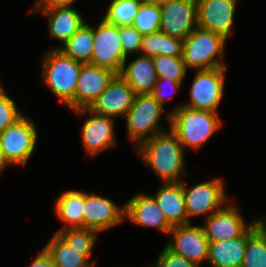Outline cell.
<instances>
[{
	"instance_id": "obj_1",
	"label": "cell",
	"mask_w": 266,
	"mask_h": 267,
	"mask_svg": "<svg viewBox=\"0 0 266 267\" xmlns=\"http://www.w3.org/2000/svg\"><path fill=\"white\" fill-rule=\"evenodd\" d=\"M135 151L162 183L181 182L185 175L184 147L169 128L139 144Z\"/></svg>"
},
{
	"instance_id": "obj_2",
	"label": "cell",
	"mask_w": 266,
	"mask_h": 267,
	"mask_svg": "<svg viewBox=\"0 0 266 267\" xmlns=\"http://www.w3.org/2000/svg\"><path fill=\"white\" fill-rule=\"evenodd\" d=\"M42 61V83L67 109L76 110L77 82L84 63L64 55L59 49H50Z\"/></svg>"
},
{
	"instance_id": "obj_3",
	"label": "cell",
	"mask_w": 266,
	"mask_h": 267,
	"mask_svg": "<svg viewBox=\"0 0 266 267\" xmlns=\"http://www.w3.org/2000/svg\"><path fill=\"white\" fill-rule=\"evenodd\" d=\"M167 119L170 129L176 134L184 150L200 149L222 124L218 113L187 108L183 104L175 106Z\"/></svg>"
},
{
	"instance_id": "obj_4",
	"label": "cell",
	"mask_w": 266,
	"mask_h": 267,
	"mask_svg": "<svg viewBox=\"0 0 266 267\" xmlns=\"http://www.w3.org/2000/svg\"><path fill=\"white\" fill-rule=\"evenodd\" d=\"M226 42L222 35L197 26L183 42L182 58L186 68L226 67L223 62Z\"/></svg>"
},
{
	"instance_id": "obj_5",
	"label": "cell",
	"mask_w": 266,
	"mask_h": 267,
	"mask_svg": "<svg viewBox=\"0 0 266 267\" xmlns=\"http://www.w3.org/2000/svg\"><path fill=\"white\" fill-rule=\"evenodd\" d=\"M164 107L151 94L135 95L133 104L125 116L126 131L130 141L139 144L165 131L160 126Z\"/></svg>"
},
{
	"instance_id": "obj_6",
	"label": "cell",
	"mask_w": 266,
	"mask_h": 267,
	"mask_svg": "<svg viewBox=\"0 0 266 267\" xmlns=\"http://www.w3.org/2000/svg\"><path fill=\"white\" fill-rule=\"evenodd\" d=\"M32 119L23 115L0 132V150L12 165L25 166L37 144V130Z\"/></svg>"
},
{
	"instance_id": "obj_7",
	"label": "cell",
	"mask_w": 266,
	"mask_h": 267,
	"mask_svg": "<svg viewBox=\"0 0 266 267\" xmlns=\"http://www.w3.org/2000/svg\"><path fill=\"white\" fill-rule=\"evenodd\" d=\"M227 67L196 70L184 107L216 112L224 95Z\"/></svg>"
},
{
	"instance_id": "obj_8",
	"label": "cell",
	"mask_w": 266,
	"mask_h": 267,
	"mask_svg": "<svg viewBox=\"0 0 266 267\" xmlns=\"http://www.w3.org/2000/svg\"><path fill=\"white\" fill-rule=\"evenodd\" d=\"M182 189L189 221L192 217L202 215L208 218L211 214L222 209L228 202L224 191V182L221 178H214L188 188L182 181Z\"/></svg>"
},
{
	"instance_id": "obj_9",
	"label": "cell",
	"mask_w": 266,
	"mask_h": 267,
	"mask_svg": "<svg viewBox=\"0 0 266 267\" xmlns=\"http://www.w3.org/2000/svg\"><path fill=\"white\" fill-rule=\"evenodd\" d=\"M93 52L89 64L107 68L117 75L120 74L127 57L121 47L119 27L101 20L99 25H93Z\"/></svg>"
},
{
	"instance_id": "obj_10",
	"label": "cell",
	"mask_w": 266,
	"mask_h": 267,
	"mask_svg": "<svg viewBox=\"0 0 266 267\" xmlns=\"http://www.w3.org/2000/svg\"><path fill=\"white\" fill-rule=\"evenodd\" d=\"M73 112L79 115L90 113L88 115L91 116L84 121L80 134L86 156L93 158L117 145L113 117L96 114L89 108H81Z\"/></svg>"
},
{
	"instance_id": "obj_11",
	"label": "cell",
	"mask_w": 266,
	"mask_h": 267,
	"mask_svg": "<svg viewBox=\"0 0 266 267\" xmlns=\"http://www.w3.org/2000/svg\"><path fill=\"white\" fill-rule=\"evenodd\" d=\"M160 31L185 40L198 26L197 0H171L160 5Z\"/></svg>"
},
{
	"instance_id": "obj_12",
	"label": "cell",
	"mask_w": 266,
	"mask_h": 267,
	"mask_svg": "<svg viewBox=\"0 0 266 267\" xmlns=\"http://www.w3.org/2000/svg\"><path fill=\"white\" fill-rule=\"evenodd\" d=\"M168 236L172 241L166 247L173 253L184 257L200 266L208 259L209 242L202 226H194L191 223L174 226Z\"/></svg>"
},
{
	"instance_id": "obj_13",
	"label": "cell",
	"mask_w": 266,
	"mask_h": 267,
	"mask_svg": "<svg viewBox=\"0 0 266 267\" xmlns=\"http://www.w3.org/2000/svg\"><path fill=\"white\" fill-rule=\"evenodd\" d=\"M125 207L109 198L84 192V228L102 231L118 226L124 219Z\"/></svg>"
},
{
	"instance_id": "obj_14",
	"label": "cell",
	"mask_w": 266,
	"mask_h": 267,
	"mask_svg": "<svg viewBox=\"0 0 266 267\" xmlns=\"http://www.w3.org/2000/svg\"><path fill=\"white\" fill-rule=\"evenodd\" d=\"M238 0H197L198 27L222 35H232Z\"/></svg>"
},
{
	"instance_id": "obj_15",
	"label": "cell",
	"mask_w": 266,
	"mask_h": 267,
	"mask_svg": "<svg viewBox=\"0 0 266 267\" xmlns=\"http://www.w3.org/2000/svg\"><path fill=\"white\" fill-rule=\"evenodd\" d=\"M205 219V225L202 228L208 242L242 236L257 220L245 223L241 213L232 203H227L222 209Z\"/></svg>"
},
{
	"instance_id": "obj_16",
	"label": "cell",
	"mask_w": 266,
	"mask_h": 267,
	"mask_svg": "<svg viewBox=\"0 0 266 267\" xmlns=\"http://www.w3.org/2000/svg\"><path fill=\"white\" fill-rule=\"evenodd\" d=\"M134 97L135 93L128 82L120 75H116L89 109L99 115L125 118L133 104Z\"/></svg>"
},
{
	"instance_id": "obj_17",
	"label": "cell",
	"mask_w": 266,
	"mask_h": 267,
	"mask_svg": "<svg viewBox=\"0 0 266 267\" xmlns=\"http://www.w3.org/2000/svg\"><path fill=\"white\" fill-rule=\"evenodd\" d=\"M124 207V219L140 227H153L167 236L173 228L152 195L136 194L124 204Z\"/></svg>"
},
{
	"instance_id": "obj_18",
	"label": "cell",
	"mask_w": 266,
	"mask_h": 267,
	"mask_svg": "<svg viewBox=\"0 0 266 267\" xmlns=\"http://www.w3.org/2000/svg\"><path fill=\"white\" fill-rule=\"evenodd\" d=\"M117 74L107 68L83 64L76 89V110L89 108Z\"/></svg>"
},
{
	"instance_id": "obj_19",
	"label": "cell",
	"mask_w": 266,
	"mask_h": 267,
	"mask_svg": "<svg viewBox=\"0 0 266 267\" xmlns=\"http://www.w3.org/2000/svg\"><path fill=\"white\" fill-rule=\"evenodd\" d=\"M259 227L256 220L242 236L209 242L207 261L210 267H241L247 240Z\"/></svg>"
},
{
	"instance_id": "obj_20",
	"label": "cell",
	"mask_w": 266,
	"mask_h": 267,
	"mask_svg": "<svg viewBox=\"0 0 266 267\" xmlns=\"http://www.w3.org/2000/svg\"><path fill=\"white\" fill-rule=\"evenodd\" d=\"M156 196H152L159 208L163 212L168 223L174 227L182 224L191 223L188 220V215L185 207V198L181 182H166L162 183Z\"/></svg>"
},
{
	"instance_id": "obj_21",
	"label": "cell",
	"mask_w": 266,
	"mask_h": 267,
	"mask_svg": "<svg viewBox=\"0 0 266 267\" xmlns=\"http://www.w3.org/2000/svg\"><path fill=\"white\" fill-rule=\"evenodd\" d=\"M33 10L41 11L43 15L48 17L50 37L61 41L63 44L85 23L81 13L72 6Z\"/></svg>"
},
{
	"instance_id": "obj_22",
	"label": "cell",
	"mask_w": 266,
	"mask_h": 267,
	"mask_svg": "<svg viewBox=\"0 0 266 267\" xmlns=\"http://www.w3.org/2000/svg\"><path fill=\"white\" fill-rule=\"evenodd\" d=\"M132 87L135 95L151 94L157 80L152 57L140 55L127 66L124 62L119 74Z\"/></svg>"
},
{
	"instance_id": "obj_23",
	"label": "cell",
	"mask_w": 266,
	"mask_h": 267,
	"mask_svg": "<svg viewBox=\"0 0 266 267\" xmlns=\"http://www.w3.org/2000/svg\"><path fill=\"white\" fill-rule=\"evenodd\" d=\"M55 267H95L93 250H76L55 233L44 247ZM91 260V261H90Z\"/></svg>"
},
{
	"instance_id": "obj_24",
	"label": "cell",
	"mask_w": 266,
	"mask_h": 267,
	"mask_svg": "<svg viewBox=\"0 0 266 267\" xmlns=\"http://www.w3.org/2000/svg\"><path fill=\"white\" fill-rule=\"evenodd\" d=\"M84 192L79 190H68L63 192L55 202V213L57 218L65 224L59 230L84 227Z\"/></svg>"
},
{
	"instance_id": "obj_25",
	"label": "cell",
	"mask_w": 266,
	"mask_h": 267,
	"mask_svg": "<svg viewBox=\"0 0 266 267\" xmlns=\"http://www.w3.org/2000/svg\"><path fill=\"white\" fill-rule=\"evenodd\" d=\"M93 43V26L85 22L62 46L53 49H59L64 55L87 64L91 62Z\"/></svg>"
},
{
	"instance_id": "obj_26",
	"label": "cell",
	"mask_w": 266,
	"mask_h": 267,
	"mask_svg": "<svg viewBox=\"0 0 266 267\" xmlns=\"http://www.w3.org/2000/svg\"><path fill=\"white\" fill-rule=\"evenodd\" d=\"M184 40L174 38L158 31L142 37L141 55L154 57L158 55L182 57Z\"/></svg>"
},
{
	"instance_id": "obj_27",
	"label": "cell",
	"mask_w": 266,
	"mask_h": 267,
	"mask_svg": "<svg viewBox=\"0 0 266 267\" xmlns=\"http://www.w3.org/2000/svg\"><path fill=\"white\" fill-rule=\"evenodd\" d=\"M144 0H112L106 9L104 20L117 27L132 26Z\"/></svg>"
},
{
	"instance_id": "obj_28",
	"label": "cell",
	"mask_w": 266,
	"mask_h": 267,
	"mask_svg": "<svg viewBox=\"0 0 266 267\" xmlns=\"http://www.w3.org/2000/svg\"><path fill=\"white\" fill-rule=\"evenodd\" d=\"M241 267H266V232L261 226L247 240Z\"/></svg>"
},
{
	"instance_id": "obj_29",
	"label": "cell",
	"mask_w": 266,
	"mask_h": 267,
	"mask_svg": "<svg viewBox=\"0 0 266 267\" xmlns=\"http://www.w3.org/2000/svg\"><path fill=\"white\" fill-rule=\"evenodd\" d=\"M160 5L143 1L137 12L132 26L142 35L160 31Z\"/></svg>"
},
{
	"instance_id": "obj_30",
	"label": "cell",
	"mask_w": 266,
	"mask_h": 267,
	"mask_svg": "<svg viewBox=\"0 0 266 267\" xmlns=\"http://www.w3.org/2000/svg\"><path fill=\"white\" fill-rule=\"evenodd\" d=\"M157 78L183 82L187 68L182 57L158 55L152 57Z\"/></svg>"
},
{
	"instance_id": "obj_31",
	"label": "cell",
	"mask_w": 266,
	"mask_h": 267,
	"mask_svg": "<svg viewBox=\"0 0 266 267\" xmlns=\"http://www.w3.org/2000/svg\"><path fill=\"white\" fill-rule=\"evenodd\" d=\"M57 234L76 250H93L99 233L96 230L82 227L59 230Z\"/></svg>"
},
{
	"instance_id": "obj_32",
	"label": "cell",
	"mask_w": 266,
	"mask_h": 267,
	"mask_svg": "<svg viewBox=\"0 0 266 267\" xmlns=\"http://www.w3.org/2000/svg\"><path fill=\"white\" fill-rule=\"evenodd\" d=\"M23 114L6 91L0 94V132L20 119Z\"/></svg>"
},
{
	"instance_id": "obj_33",
	"label": "cell",
	"mask_w": 266,
	"mask_h": 267,
	"mask_svg": "<svg viewBox=\"0 0 266 267\" xmlns=\"http://www.w3.org/2000/svg\"><path fill=\"white\" fill-rule=\"evenodd\" d=\"M119 36L121 38V47L126 57L129 56L128 54L140 52L143 35L133 26L119 27Z\"/></svg>"
},
{
	"instance_id": "obj_34",
	"label": "cell",
	"mask_w": 266,
	"mask_h": 267,
	"mask_svg": "<svg viewBox=\"0 0 266 267\" xmlns=\"http://www.w3.org/2000/svg\"><path fill=\"white\" fill-rule=\"evenodd\" d=\"M154 266L152 267H200L196 263L185 259L184 257L173 253L166 246L158 255ZM151 267V265H150Z\"/></svg>"
},
{
	"instance_id": "obj_35",
	"label": "cell",
	"mask_w": 266,
	"mask_h": 267,
	"mask_svg": "<svg viewBox=\"0 0 266 267\" xmlns=\"http://www.w3.org/2000/svg\"><path fill=\"white\" fill-rule=\"evenodd\" d=\"M183 82H177V81H172L169 79H162V78H157L156 83L154 85V88L151 92V95L164 107L165 102L171 98H174V94L180 87H182ZM165 85L171 88L173 91L172 94H167L165 92ZM165 88V89H164Z\"/></svg>"
},
{
	"instance_id": "obj_36",
	"label": "cell",
	"mask_w": 266,
	"mask_h": 267,
	"mask_svg": "<svg viewBox=\"0 0 266 267\" xmlns=\"http://www.w3.org/2000/svg\"><path fill=\"white\" fill-rule=\"evenodd\" d=\"M76 0H36L33 9H51L54 7L72 6Z\"/></svg>"
},
{
	"instance_id": "obj_37",
	"label": "cell",
	"mask_w": 266,
	"mask_h": 267,
	"mask_svg": "<svg viewBox=\"0 0 266 267\" xmlns=\"http://www.w3.org/2000/svg\"><path fill=\"white\" fill-rule=\"evenodd\" d=\"M30 267H55L53 265L51 256L45 251L41 250V252L36 256L34 261L30 264Z\"/></svg>"
},
{
	"instance_id": "obj_38",
	"label": "cell",
	"mask_w": 266,
	"mask_h": 267,
	"mask_svg": "<svg viewBox=\"0 0 266 267\" xmlns=\"http://www.w3.org/2000/svg\"><path fill=\"white\" fill-rule=\"evenodd\" d=\"M11 165L9 161L6 159L5 154L0 150V174L3 172L5 167Z\"/></svg>"
},
{
	"instance_id": "obj_39",
	"label": "cell",
	"mask_w": 266,
	"mask_h": 267,
	"mask_svg": "<svg viewBox=\"0 0 266 267\" xmlns=\"http://www.w3.org/2000/svg\"><path fill=\"white\" fill-rule=\"evenodd\" d=\"M145 1L149 3H153L155 5H162V4L168 3L171 0H145Z\"/></svg>"
},
{
	"instance_id": "obj_40",
	"label": "cell",
	"mask_w": 266,
	"mask_h": 267,
	"mask_svg": "<svg viewBox=\"0 0 266 267\" xmlns=\"http://www.w3.org/2000/svg\"><path fill=\"white\" fill-rule=\"evenodd\" d=\"M257 220L259 221V224L262 227V229L266 232V219L257 218Z\"/></svg>"
},
{
	"instance_id": "obj_41",
	"label": "cell",
	"mask_w": 266,
	"mask_h": 267,
	"mask_svg": "<svg viewBox=\"0 0 266 267\" xmlns=\"http://www.w3.org/2000/svg\"><path fill=\"white\" fill-rule=\"evenodd\" d=\"M3 91H5L4 86L1 85V83H0V94H1Z\"/></svg>"
}]
</instances>
